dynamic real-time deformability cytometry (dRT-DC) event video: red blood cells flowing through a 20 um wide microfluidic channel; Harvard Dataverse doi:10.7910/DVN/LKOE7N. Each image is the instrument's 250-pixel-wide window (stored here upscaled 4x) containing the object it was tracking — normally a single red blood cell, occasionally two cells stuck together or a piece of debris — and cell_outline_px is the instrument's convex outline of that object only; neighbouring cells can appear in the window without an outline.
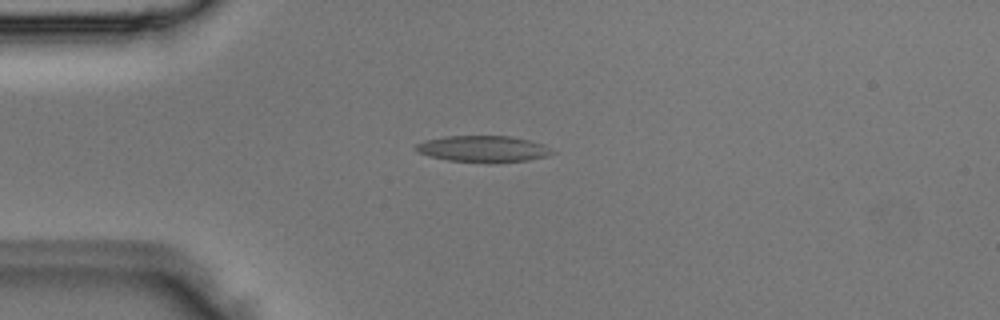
{"species": "Egyptian fruit bat (a non-hibernating species)", "species_latin": "Rousettus aegyptiacus", "temperature_condition": "room temperature", "stored_images_in_passage": 3, "camera_frame_rate_fps": 3000, "um_per_image_px": 0.085, "animal": {"sex": "male"}, "frame": {"image": 1, "passage_image": 2, "time_ms": 0.333, "image_size_px": [1000, 320], "cell_outline_px": [[556, 152], [548, 156], [528, 160], [448, 160], [428, 156], [412, 148], [416, 144], [424, 140], [444, 136], [512, 136], [544, 144]], "centroid_in_image_um": [41.05, 12.61], "position_along_channel_um": 44.0, "area_um2": 20.23}}